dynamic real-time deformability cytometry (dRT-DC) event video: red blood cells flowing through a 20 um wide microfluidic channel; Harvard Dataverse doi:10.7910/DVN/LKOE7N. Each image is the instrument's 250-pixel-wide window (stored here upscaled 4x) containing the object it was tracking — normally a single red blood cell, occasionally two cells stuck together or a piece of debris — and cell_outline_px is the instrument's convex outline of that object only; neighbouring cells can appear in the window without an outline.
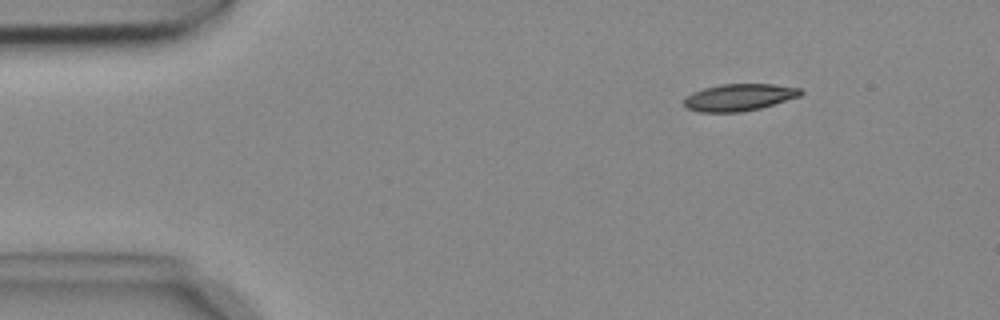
{"species": "common noctule bat (a hibernating species)", "species_latin": "Nyctalus noctula", "temperature_condition": "cold", "stored_images_in_passage": 5, "camera_frame_rate_fps": 3000, "um_per_image_px": 0.085, "animal": {"sex": "female", "body_mass_g": 18.4}, "frame": {"image": 1, "passage_image": 2, "time_ms": 0.333, "image_size_px": [1000, 320], "cell_outline_px": [[804, 92], [800, 96], [760, 108], [740, 112], [700, 112], [684, 108], [684, 100], [692, 92], [704, 88], [720, 84], [772, 84], [800, 88]], "centroid_in_image_um": [62.81, 8.27], "position_along_channel_um": 22.2, "area_um2": 18.32}}